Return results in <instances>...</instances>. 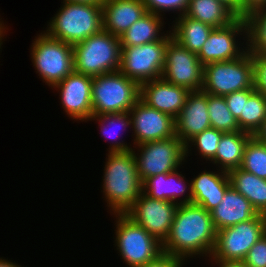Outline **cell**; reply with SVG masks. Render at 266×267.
<instances>
[{"mask_svg":"<svg viewBox=\"0 0 266 267\" xmlns=\"http://www.w3.org/2000/svg\"><path fill=\"white\" fill-rule=\"evenodd\" d=\"M140 99V85L119 70L92 80V116L129 112Z\"/></svg>","mask_w":266,"mask_h":267,"instance_id":"obj_5","label":"cell"},{"mask_svg":"<svg viewBox=\"0 0 266 267\" xmlns=\"http://www.w3.org/2000/svg\"><path fill=\"white\" fill-rule=\"evenodd\" d=\"M179 204L152 199L141 193L124 213L163 243L170 232Z\"/></svg>","mask_w":266,"mask_h":267,"instance_id":"obj_13","label":"cell"},{"mask_svg":"<svg viewBox=\"0 0 266 267\" xmlns=\"http://www.w3.org/2000/svg\"><path fill=\"white\" fill-rule=\"evenodd\" d=\"M222 134L223 132L218 131L215 128H209L195 135L185 145V157H188L189 150L191 151L190 148L194 145L193 147L196 146L201 157L206 161H211L216 155Z\"/></svg>","mask_w":266,"mask_h":267,"instance_id":"obj_33","label":"cell"},{"mask_svg":"<svg viewBox=\"0 0 266 267\" xmlns=\"http://www.w3.org/2000/svg\"><path fill=\"white\" fill-rule=\"evenodd\" d=\"M246 23V49L250 54H266V7L244 16Z\"/></svg>","mask_w":266,"mask_h":267,"instance_id":"obj_28","label":"cell"},{"mask_svg":"<svg viewBox=\"0 0 266 267\" xmlns=\"http://www.w3.org/2000/svg\"><path fill=\"white\" fill-rule=\"evenodd\" d=\"M168 41L158 40L139 46L121 47L119 71L139 85L161 78Z\"/></svg>","mask_w":266,"mask_h":267,"instance_id":"obj_11","label":"cell"},{"mask_svg":"<svg viewBox=\"0 0 266 267\" xmlns=\"http://www.w3.org/2000/svg\"><path fill=\"white\" fill-rule=\"evenodd\" d=\"M255 91V88H248L224 96L226 104L236 120L243 114L244 98H249Z\"/></svg>","mask_w":266,"mask_h":267,"instance_id":"obj_36","label":"cell"},{"mask_svg":"<svg viewBox=\"0 0 266 267\" xmlns=\"http://www.w3.org/2000/svg\"><path fill=\"white\" fill-rule=\"evenodd\" d=\"M177 170L146 178L142 182V193L152 199L172 201L177 204L192 203L191 183H187L184 180L185 176ZM187 190L188 194L185 195ZM179 196H182V199Z\"/></svg>","mask_w":266,"mask_h":267,"instance_id":"obj_20","label":"cell"},{"mask_svg":"<svg viewBox=\"0 0 266 267\" xmlns=\"http://www.w3.org/2000/svg\"><path fill=\"white\" fill-rule=\"evenodd\" d=\"M266 233V215L258 214L251 220L240 222L217 231L210 259L243 261L250 248Z\"/></svg>","mask_w":266,"mask_h":267,"instance_id":"obj_9","label":"cell"},{"mask_svg":"<svg viewBox=\"0 0 266 267\" xmlns=\"http://www.w3.org/2000/svg\"><path fill=\"white\" fill-rule=\"evenodd\" d=\"M238 35L245 36L243 40H246L244 17H237L225 27L214 28L197 54L201 64L205 66L213 62L230 61L241 57L247 49L244 46L245 49L242 47L240 49L238 41L236 42Z\"/></svg>","mask_w":266,"mask_h":267,"instance_id":"obj_14","label":"cell"},{"mask_svg":"<svg viewBox=\"0 0 266 267\" xmlns=\"http://www.w3.org/2000/svg\"><path fill=\"white\" fill-rule=\"evenodd\" d=\"M92 80V76L73 71L53 86L56 91H60L62 107L72 120L87 122L91 118Z\"/></svg>","mask_w":266,"mask_h":267,"instance_id":"obj_16","label":"cell"},{"mask_svg":"<svg viewBox=\"0 0 266 267\" xmlns=\"http://www.w3.org/2000/svg\"><path fill=\"white\" fill-rule=\"evenodd\" d=\"M185 15L212 28L225 27L237 18L225 5L216 0H189Z\"/></svg>","mask_w":266,"mask_h":267,"instance_id":"obj_27","label":"cell"},{"mask_svg":"<svg viewBox=\"0 0 266 267\" xmlns=\"http://www.w3.org/2000/svg\"><path fill=\"white\" fill-rule=\"evenodd\" d=\"M259 142L266 145V119L263 121L261 127L253 135Z\"/></svg>","mask_w":266,"mask_h":267,"instance_id":"obj_42","label":"cell"},{"mask_svg":"<svg viewBox=\"0 0 266 267\" xmlns=\"http://www.w3.org/2000/svg\"><path fill=\"white\" fill-rule=\"evenodd\" d=\"M231 186L249 200L258 214L266 215V180L240 167L228 172Z\"/></svg>","mask_w":266,"mask_h":267,"instance_id":"obj_25","label":"cell"},{"mask_svg":"<svg viewBox=\"0 0 266 267\" xmlns=\"http://www.w3.org/2000/svg\"><path fill=\"white\" fill-rule=\"evenodd\" d=\"M253 135L245 131L223 133L215 157L211 160L220 169L229 172L241 167L244 149ZM220 165V166H219Z\"/></svg>","mask_w":266,"mask_h":267,"instance_id":"obj_24","label":"cell"},{"mask_svg":"<svg viewBox=\"0 0 266 267\" xmlns=\"http://www.w3.org/2000/svg\"><path fill=\"white\" fill-rule=\"evenodd\" d=\"M147 13L142 0H104L103 30L120 37L133 23Z\"/></svg>","mask_w":266,"mask_h":267,"instance_id":"obj_19","label":"cell"},{"mask_svg":"<svg viewBox=\"0 0 266 267\" xmlns=\"http://www.w3.org/2000/svg\"><path fill=\"white\" fill-rule=\"evenodd\" d=\"M62 3L45 31L50 37L75 45L103 29L102 5Z\"/></svg>","mask_w":266,"mask_h":267,"instance_id":"obj_3","label":"cell"},{"mask_svg":"<svg viewBox=\"0 0 266 267\" xmlns=\"http://www.w3.org/2000/svg\"><path fill=\"white\" fill-rule=\"evenodd\" d=\"M247 198L237 192L232 186L228 188L221 203L211 211V217L216 231L251 220L257 216Z\"/></svg>","mask_w":266,"mask_h":267,"instance_id":"obj_22","label":"cell"},{"mask_svg":"<svg viewBox=\"0 0 266 267\" xmlns=\"http://www.w3.org/2000/svg\"><path fill=\"white\" fill-rule=\"evenodd\" d=\"M242 262L245 267H266V233L250 248Z\"/></svg>","mask_w":266,"mask_h":267,"instance_id":"obj_35","label":"cell"},{"mask_svg":"<svg viewBox=\"0 0 266 267\" xmlns=\"http://www.w3.org/2000/svg\"><path fill=\"white\" fill-rule=\"evenodd\" d=\"M163 19L162 16L147 12L120 36L121 47L139 46L158 40H170L172 38L170 31L169 34L168 31L167 34L160 32L164 25Z\"/></svg>","mask_w":266,"mask_h":267,"instance_id":"obj_23","label":"cell"},{"mask_svg":"<svg viewBox=\"0 0 266 267\" xmlns=\"http://www.w3.org/2000/svg\"><path fill=\"white\" fill-rule=\"evenodd\" d=\"M263 7H266V0H241V17Z\"/></svg>","mask_w":266,"mask_h":267,"instance_id":"obj_39","label":"cell"},{"mask_svg":"<svg viewBox=\"0 0 266 267\" xmlns=\"http://www.w3.org/2000/svg\"><path fill=\"white\" fill-rule=\"evenodd\" d=\"M254 65V88L266 96V54H252Z\"/></svg>","mask_w":266,"mask_h":267,"instance_id":"obj_37","label":"cell"},{"mask_svg":"<svg viewBox=\"0 0 266 267\" xmlns=\"http://www.w3.org/2000/svg\"><path fill=\"white\" fill-rule=\"evenodd\" d=\"M5 29H8L4 26L3 22L0 21V36L3 38L5 35V32H7Z\"/></svg>","mask_w":266,"mask_h":267,"instance_id":"obj_45","label":"cell"},{"mask_svg":"<svg viewBox=\"0 0 266 267\" xmlns=\"http://www.w3.org/2000/svg\"><path fill=\"white\" fill-rule=\"evenodd\" d=\"M147 12L163 16L162 12L178 11V17L185 14L189 0H142Z\"/></svg>","mask_w":266,"mask_h":267,"instance_id":"obj_34","label":"cell"},{"mask_svg":"<svg viewBox=\"0 0 266 267\" xmlns=\"http://www.w3.org/2000/svg\"><path fill=\"white\" fill-rule=\"evenodd\" d=\"M207 104L211 128L223 133L241 131L237 120L226 104L224 96L207 94Z\"/></svg>","mask_w":266,"mask_h":267,"instance_id":"obj_31","label":"cell"},{"mask_svg":"<svg viewBox=\"0 0 266 267\" xmlns=\"http://www.w3.org/2000/svg\"><path fill=\"white\" fill-rule=\"evenodd\" d=\"M216 234L211 212L194 203L179 204L168 237L162 243L163 253L184 262L196 255L210 257Z\"/></svg>","mask_w":266,"mask_h":267,"instance_id":"obj_1","label":"cell"},{"mask_svg":"<svg viewBox=\"0 0 266 267\" xmlns=\"http://www.w3.org/2000/svg\"><path fill=\"white\" fill-rule=\"evenodd\" d=\"M162 78L190 91H202L203 65L197 54L171 38L167 43Z\"/></svg>","mask_w":266,"mask_h":267,"instance_id":"obj_12","label":"cell"},{"mask_svg":"<svg viewBox=\"0 0 266 267\" xmlns=\"http://www.w3.org/2000/svg\"><path fill=\"white\" fill-rule=\"evenodd\" d=\"M266 119V96L255 91L249 98H244L243 114L237 119L241 131L252 135Z\"/></svg>","mask_w":266,"mask_h":267,"instance_id":"obj_30","label":"cell"},{"mask_svg":"<svg viewBox=\"0 0 266 267\" xmlns=\"http://www.w3.org/2000/svg\"><path fill=\"white\" fill-rule=\"evenodd\" d=\"M133 150L106 155L102 189L112 214H124L142 193Z\"/></svg>","mask_w":266,"mask_h":267,"instance_id":"obj_2","label":"cell"},{"mask_svg":"<svg viewBox=\"0 0 266 267\" xmlns=\"http://www.w3.org/2000/svg\"><path fill=\"white\" fill-rule=\"evenodd\" d=\"M192 203L201 205L207 211H213L222 201L231 186L225 171H206L191 180Z\"/></svg>","mask_w":266,"mask_h":267,"instance_id":"obj_21","label":"cell"},{"mask_svg":"<svg viewBox=\"0 0 266 267\" xmlns=\"http://www.w3.org/2000/svg\"><path fill=\"white\" fill-rule=\"evenodd\" d=\"M170 29L174 40L198 54L214 28L184 14L175 18V24Z\"/></svg>","mask_w":266,"mask_h":267,"instance_id":"obj_26","label":"cell"},{"mask_svg":"<svg viewBox=\"0 0 266 267\" xmlns=\"http://www.w3.org/2000/svg\"><path fill=\"white\" fill-rule=\"evenodd\" d=\"M254 88L253 55L246 51L241 57L203 66L202 91L225 96L235 91Z\"/></svg>","mask_w":266,"mask_h":267,"instance_id":"obj_8","label":"cell"},{"mask_svg":"<svg viewBox=\"0 0 266 267\" xmlns=\"http://www.w3.org/2000/svg\"><path fill=\"white\" fill-rule=\"evenodd\" d=\"M43 32L35 36L30 55L39 78L52 88L74 71L73 45Z\"/></svg>","mask_w":266,"mask_h":267,"instance_id":"obj_6","label":"cell"},{"mask_svg":"<svg viewBox=\"0 0 266 267\" xmlns=\"http://www.w3.org/2000/svg\"><path fill=\"white\" fill-rule=\"evenodd\" d=\"M240 168L266 180V145L254 136L245 146Z\"/></svg>","mask_w":266,"mask_h":267,"instance_id":"obj_32","label":"cell"},{"mask_svg":"<svg viewBox=\"0 0 266 267\" xmlns=\"http://www.w3.org/2000/svg\"><path fill=\"white\" fill-rule=\"evenodd\" d=\"M63 1L82 3V4H100V5H102L104 0H63Z\"/></svg>","mask_w":266,"mask_h":267,"instance_id":"obj_43","label":"cell"},{"mask_svg":"<svg viewBox=\"0 0 266 267\" xmlns=\"http://www.w3.org/2000/svg\"><path fill=\"white\" fill-rule=\"evenodd\" d=\"M211 128L207 94L203 91H191L185 105L175 118V132L185 145L195 135Z\"/></svg>","mask_w":266,"mask_h":267,"instance_id":"obj_18","label":"cell"},{"mask_svg":"<svg viewBox=\"0 0 266 267\" xmlns=\"http://www.w3.org/2000/svg\"><path fill=\"white\" fill-rule=\"evenodd\" d=\"M135 148L140 152L133 151L141 182L150 176L175 171L186 160L185 144L177 136L145 142Z\"/></svg>","mask_w":266,"mask_h":267,"instance_id":"obj_10","label":"cell"},{"mask_svg":"<svg viewBox=\"0 0 266 267\" xmlns=\"http://www.w3.org/2000/svg\"><path fill=\"white\" fill-rule=\"evenodd\" d=\"M217 264L219 267H245L242 261H223L219 259H211Z\"/></svg>","mask_w":266,"mask_h":267,"instance_id":"obj_41","label":"cell"},{"mask_svg":"<svg viewBox=\"0 0 266 267\" xmlns=\"http://www.w3.org/2000/svg\"><path fill=\"white\" fill-rule=\"evenodd\" d=\"M73 53L75 72L94 77L120 69V37L103 29L73 45Z\"/></svg>","mask_w":266,"mask_h":267,"instance_id":"obj_4","label":"cell"},{"mask_svg":"<svg viewBox=\"0 0 266 267\" xmlns=\"http://www.w3.org/2000/svg\"><path fill=\"white\" fill-rule=\"evenodd\" d=\"M116 217L115 246L129 267H139L155 261L163 254L162 243L137 225L125 214H113Z\"/></svg>","mask_w":266,"mask_h":267,"instance_id":"obj_7","label":"cell"},{"mask_svg":"<svg viewBox=\"0 0 266 267\" xmlns=\"http://www.w3.org/2000/svg\"><path fill=\"white\" fill-rule=\"evenodd\" d=\"M0 267H22V266L13 263L10 260L0 258Z\"/></svg>","mask_w":266,"mask_h":267,"instance_id":"obj_44","label":"cell"},{"mask_svg":"<svg viewBox=\"0 0 266 267\" xmlns=\"http://www.w3.org/2000/svg\"><path fill=\"white\" fill-rule=\"evenodd\" d=\"M190 90L171 84L162 77L140 85V99L148 106L169 114L174 119L185 105Z\"/></svg>","mask_w":266,"mask_h":267,"instance_id":"obj_17","label":"cell"},{"mask_svg":"<svg viewBox=\"0 0 266 267\" xmlns=\"http://www.w3.org/2000/svg\"><path fill=\"white\" fill-rule=\"evenodd\" d=\"M2 40H3V39H2V37L0 36V49H2L1 46L3 45V43H2L3 41H2ZM1 44H2V45H1ZM0 51H1V50H0Z\"/></svg>","mask_w":266,"mask_h":267,"instance_id":"obj_46","label":"cell"},{"mask_svg":"<svg viewBox=\"0 0 266 267\" xmlns=\"http://www.w3.org/2000/svg\"><path fill=\"white\" fill-rule=\"evenodd\" d=\"M225 5L236 17H241V0H216Z\"/></svg>","mask_w":266,"mask_h":267,"instance_id":"obj_40","label":"cell"},{"mask_svg":"<svg viewBox=\"0 0 266 267\" xmlns=\"http://www.w3.org/2000/svg\"><path fill=\"white\" fill-rule=\"evenodd\" d=\"M89 120H96V122L98 121L100 123L99 126L101 127V132L103 133L102 136L105 135L107 140L110 137L114 141L111 142L112 144H110L108 152H122L132 149L130 146L125 144L124 141L119 140L118 142V130L116 132V129L122 128L123 130H126L131 126V117L129 112L91 116ZM121 130H119V132Z\"/></svg>","mask_w":266,"mask_h":267,"instance_id":"obj_29","label":"cell"},{"mask_svg":"<svg viewBox=\"0 0 266 267\" xmlns=\"http://www.w3.org/2000/svg\"><path fill=\"white\" fill-rule=\"evenodd\" d=\"M182 265H184V261L182 259L163 253L155 261L139 267H182Z\"/></svg>","mask_w":266,"mask_h":267,"instance_id":"obj_38","label":"cell"},{"mask_svg":"<svg viewBox=\"0 0 266 267\" xmlns=\"http://www.w3.org/2000/svg\"><path fill=\"white\" fill-rule=\"evenodd\" d=\"M134 144L169 139L176 136L175 119L148 106L139 99L129 111Z\"/></svg>","mask_w":266,"mask_h":267,"instance_id":"obj_15","label":"cell"}]
</instances>
